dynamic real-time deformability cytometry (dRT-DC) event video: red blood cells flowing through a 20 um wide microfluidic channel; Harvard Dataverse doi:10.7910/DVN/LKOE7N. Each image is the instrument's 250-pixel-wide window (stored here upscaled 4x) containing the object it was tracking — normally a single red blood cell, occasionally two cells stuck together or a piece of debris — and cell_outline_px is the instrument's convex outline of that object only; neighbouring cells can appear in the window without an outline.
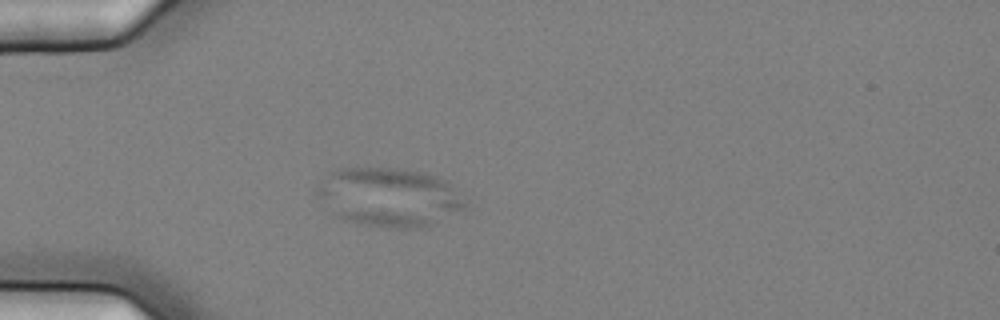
{"species": "common noctule bat (a hibernating species)", "species_latin": "Nyctalus noctula", "temperature_condition": "cold", "stored_images_in_passage": 5, "camera_frame_rate_fps": 3000, "um_per_image_px": 0.085, "animal": {"sex": "female", "body_mass_g": 25.1}, "frame": {"image": 1, "passage_image": 5, "time_ms": 1.333, "image_size_px": [1000, 320], "cell_outline_px": [[468, 208], [432, 224], [420, 228], [396, 228], [364, 224], [344, 220], [336, 216], [316, 196], [316, 184], [328, 172], [336, 168], [356, 164], [404, 168], [424, 172], [444, 180], [468, 204]], "centroid_in_image_um": [32.99, 16.69], "position_along_channel_um": 52.0, "area_um2": 51.9}}